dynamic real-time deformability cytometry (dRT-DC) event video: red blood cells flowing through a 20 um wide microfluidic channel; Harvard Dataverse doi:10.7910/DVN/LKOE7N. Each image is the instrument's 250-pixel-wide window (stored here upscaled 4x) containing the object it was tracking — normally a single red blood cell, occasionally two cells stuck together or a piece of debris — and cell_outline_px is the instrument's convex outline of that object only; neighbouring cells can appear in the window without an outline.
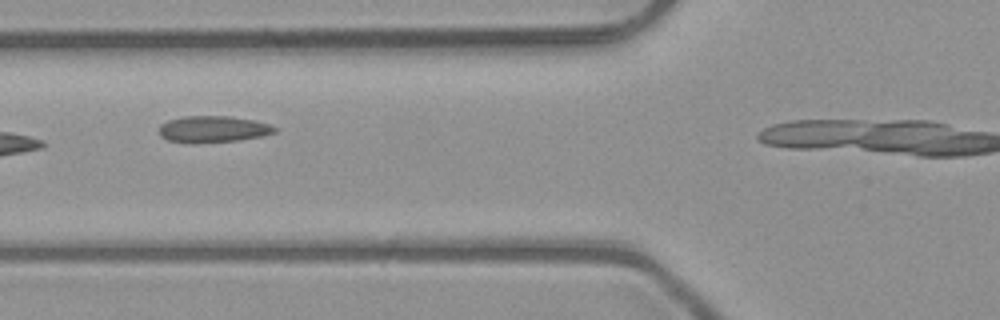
{"species": "common noctule bat (a hibernating species)", "species_latin": "Nyctalus noctula", "temperature_condition": "room temperature", "stored_images_in_passage": 6, "camera_frame_rate_fps": 3000, "um_per_image_px": 0.085, "animal": {"sex": "male", "body_mass_g": 23.1, "forearm_length_mm": 52.7}, "frame": {"image": 1, "passage_image": 5, "time_ms": 1.333, "image_size_px": [1000, 320], "cell_outline_px": [[276, 132], [260, 136], [240, 140], [196, 144], [192, 144], [168, 140], [160, 136], [160, 124], [168, 120], [184, 116], [228, 116], [252, 120], [268, 124], [276, 128]], "centroid_in_image_um": [18.06, 10.99], "position_along_channel_um": 107.7, "area_um2": 17.92}}